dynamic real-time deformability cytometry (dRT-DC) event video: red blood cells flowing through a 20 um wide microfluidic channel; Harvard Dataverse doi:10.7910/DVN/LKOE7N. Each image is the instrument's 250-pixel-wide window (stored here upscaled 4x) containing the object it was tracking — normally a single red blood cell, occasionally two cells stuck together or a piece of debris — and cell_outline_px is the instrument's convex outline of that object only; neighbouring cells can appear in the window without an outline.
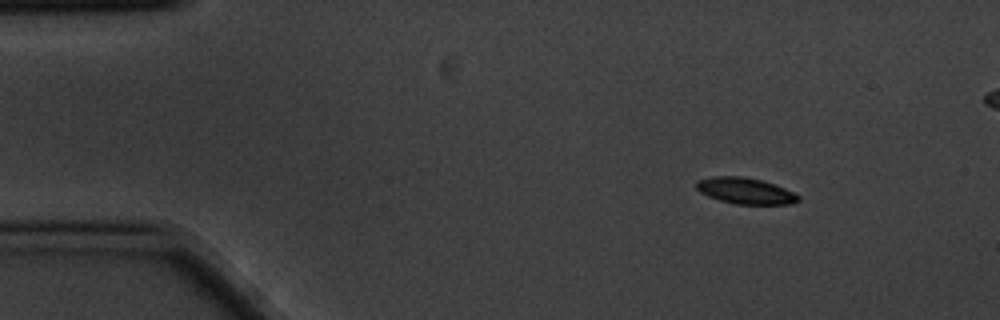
{"species": "common noctule bat (a hibernating species)", "species_latin": "Nyctalus noctula", "temperature_condition": "cold", "stored_images_in_passage": 5, "camera_frame_rate_fps": 3000, "um_per_image_px": 0.085, "animal": {"sex": "male", "body_mass_g": 20.1, "forearm_length_mm": 53.5}, "frame": {"image": 1, "passage_image": 2, "time_ms": 0.333, "image_size_px": [1000, 320], "cell_outline_px": [[800, 200], [792, 204], [736, 204], [720, 200], [708, 196], [700, 192], [696, 188], [696, 180], [712, 176], [744, 176], [760, 180], [784, 188], [800, 196]], "centroid_in_image_um": [63.33, 16.22], "position_along_channel_um": 21.7, "area_um2": 15.49}}